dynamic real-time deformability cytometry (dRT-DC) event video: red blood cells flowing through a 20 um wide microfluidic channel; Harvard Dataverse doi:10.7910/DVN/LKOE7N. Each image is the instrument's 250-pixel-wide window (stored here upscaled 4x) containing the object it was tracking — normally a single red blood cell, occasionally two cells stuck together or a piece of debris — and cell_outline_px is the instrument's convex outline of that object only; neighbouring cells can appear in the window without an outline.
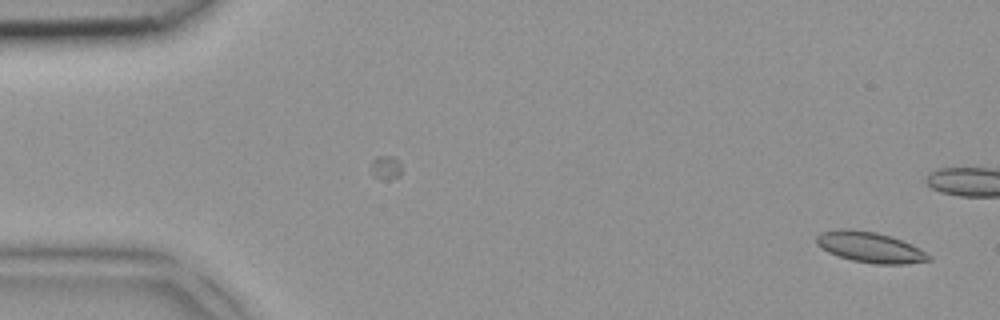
{"species": "common noctule bat (a hibernating species)", "species_latin": "Nyctalus noctula", "temperature_condition": "room temperature", "stored_images_in_passage": 5, "camera_frame_rate_fps": 3000, "um_per_image_px": 0.085, "animal": {"sex": "female", "body_mass_g": 18.4}, "frame": {"image": 1, "passage_image": 1, "time_ms": 0.0, "image_size_px": [1000, 320], "cell_outline_px": [[932, 260], [904, 264], [876, 264], [852, 260], [828, 252], [816, 244], [816, 236], [820, 232], [836, 228], [852, 228], [876, 232], [892, 236], [912, 244], [920, 248], [932, 256]], "centroid_in_image_um": [73.96, 20.99], "position_along_channel_um": 11.0, "area_um2": 20.35}}
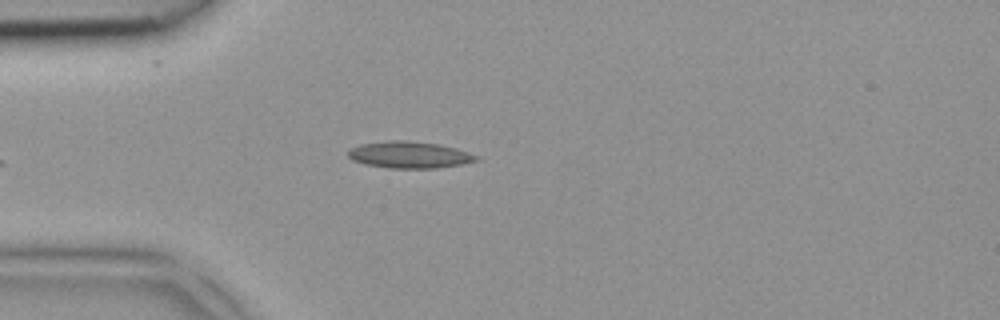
{"frame": {"image": 2, "passage_image": 5, "time_ms": 1.333, "image_size_px": [1000, 320], "cell_outline_px": [[480, 160], [460, 164], [436, 168], [388, 168], [364, 164], [352, 160], [348, 156], [348, 152], [352, 148], [360, 144], [388, 140], [404, 140], [440, 144], [456, 148], [480, 156]], "centroid_in_image_um": [34.81, 13.16], "position_along_channel_um": 50.2, "area_um2": 20.0}}